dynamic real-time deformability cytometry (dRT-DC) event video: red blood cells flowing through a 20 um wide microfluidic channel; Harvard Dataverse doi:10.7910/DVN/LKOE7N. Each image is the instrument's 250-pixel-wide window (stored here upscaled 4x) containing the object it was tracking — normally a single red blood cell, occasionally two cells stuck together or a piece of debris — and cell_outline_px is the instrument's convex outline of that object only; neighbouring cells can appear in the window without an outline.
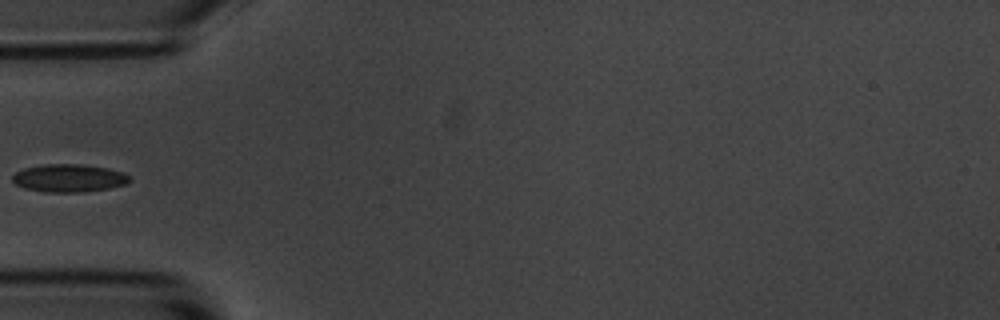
{"species": "common noctule bat (a hibernating species)", "species_latin": "Nyctalus noctula", "temperature_condition": "room temperature", "stored_images_in_passage": 5, "camera_frame_rate_fps": 3000, "um_per_image_px": 0.085, "animal": {"sex": "male", "body_mass_g": 20.1, "forearm_length_mm": 53.5}, "frame": {"image": 1, "passage_image": 5, "time_ms": 4.667, "image_size_px": [1000, 320], "cell_outline_px": [[128, 180], [124, 184], [108, 188], [84, 192], [44, 192], [24, 188], [16, 184], [12, 180], [12, 176], [16, 172], [24, 168], [44, 164], [80, 164], [108, 168], [124, 172], [128, 176]], "centroid_in_image_um": [5.82, 15.13], "position_along_channel_um": 79.2, "area_um2": 18.9}}